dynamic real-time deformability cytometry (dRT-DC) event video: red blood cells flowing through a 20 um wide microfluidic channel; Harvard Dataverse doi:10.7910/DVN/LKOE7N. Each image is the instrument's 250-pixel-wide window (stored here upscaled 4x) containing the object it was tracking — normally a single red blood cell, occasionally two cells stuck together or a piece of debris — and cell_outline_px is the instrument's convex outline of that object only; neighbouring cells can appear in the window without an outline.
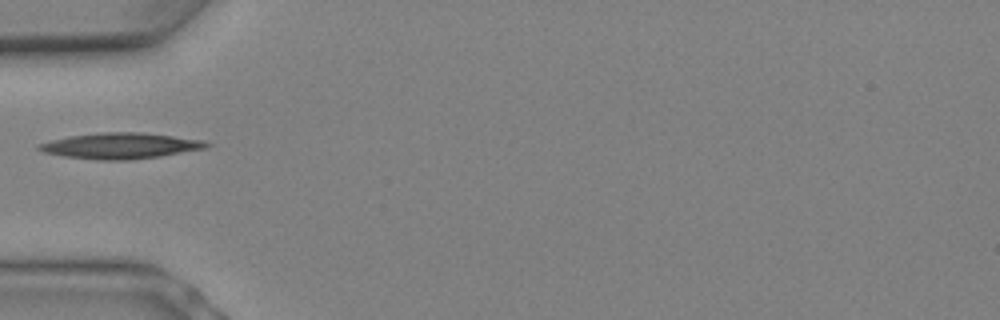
{"species": "Egyptian fruit bat (a non-hibernating species)", "species_latin": "Rousettus aegyptiacus", "temperature_condition": "warm", "stored_images_in_passage": 3, "camera_frame_rate_fps": 3000, "um_per_image_px": 0.085, "animal": {"sex": "female"}, "frame": {"image": 1, "passage_image": 1, "time_ms": 0.0, "image_size_px": [1000, 320], "cell_outline_px": [[212, 144], [204, 148], [160, 156], [132, 160], [100, 160], [64, 156], [40, 152], [36, 148], [36, 144], [68, 136], [104, 132], [140, 132], [204, 140]], "centroid_in_image_um": [10.18, 12.39], "position_along_channel_um": 74.8, "area_um2": 25.2}}
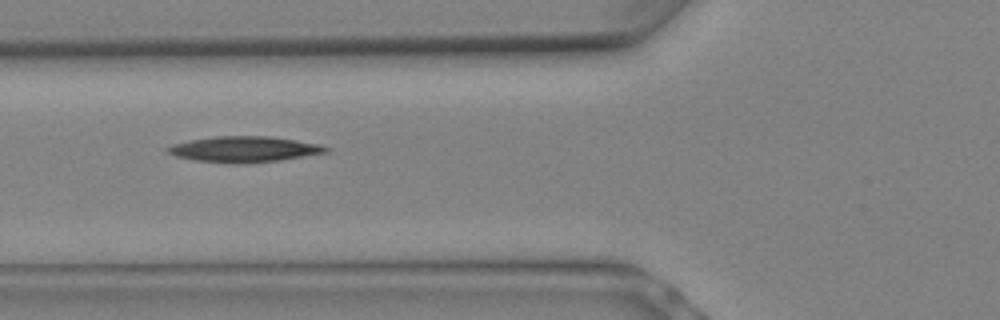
{"frame": {"image": 2, "passage_image": 2, "time_ms": 0.333, "image_size_px": [1000, 320], "cell_outline_px": [[328, 152], [280, 160], [248, 164], [236, 164], [196, 160], [176, 156], [168, 152], [164, 148], [172, 144], [192, 140], [216, 136], [268, 136], [296, 140], [320, 144], [328, 148]], "centroid_in_image_um": [20.75, 12.69], "position_along_channel_um": 105.0, "area_um2": 23.7}}